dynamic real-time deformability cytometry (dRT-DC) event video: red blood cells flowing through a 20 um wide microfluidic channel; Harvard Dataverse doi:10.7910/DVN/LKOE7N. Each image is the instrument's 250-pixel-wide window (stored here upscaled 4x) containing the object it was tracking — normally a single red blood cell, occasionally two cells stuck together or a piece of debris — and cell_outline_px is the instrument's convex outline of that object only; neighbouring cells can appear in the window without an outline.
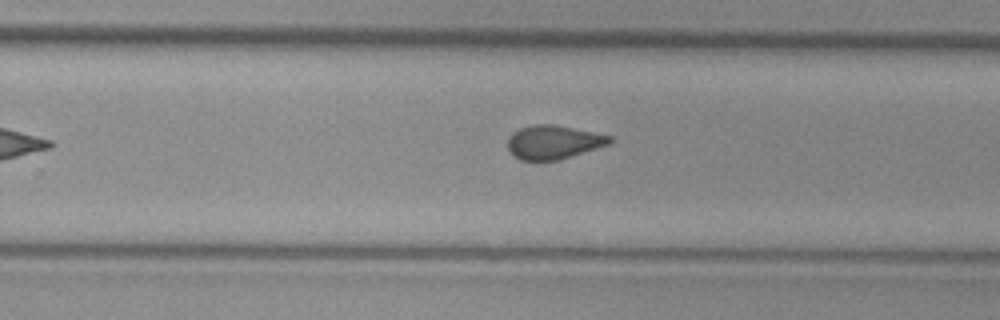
{"species": "common noctule bat (a hibernating species)", "species_latin": "Nyctalus noctula", "temperature_condition": "cold", "stored_images_in_passage": 8, "camera_frame_rate_fps": 3000, "um_per_image_px": 0.085, "animal": {"sex": "female", "body_mass_g": 29.2, "forearm_length_mm": 56.3}, "frame": {"image": 1, "passage_image": 8, "time_ms": 2.333, "image_size_px": [1000, 320], "cell_outline_px": [[612, 144], [560, 160], [520, 160], [512, 156], [508, 148], [508, 136], [512, 132], [520, 128], [532, 124], [552, 124], [612, 136]], "centroid_in_image_um": [47.04, 12.09], "position_along_channel_um": 282.8, "area_um2": 20.29}}